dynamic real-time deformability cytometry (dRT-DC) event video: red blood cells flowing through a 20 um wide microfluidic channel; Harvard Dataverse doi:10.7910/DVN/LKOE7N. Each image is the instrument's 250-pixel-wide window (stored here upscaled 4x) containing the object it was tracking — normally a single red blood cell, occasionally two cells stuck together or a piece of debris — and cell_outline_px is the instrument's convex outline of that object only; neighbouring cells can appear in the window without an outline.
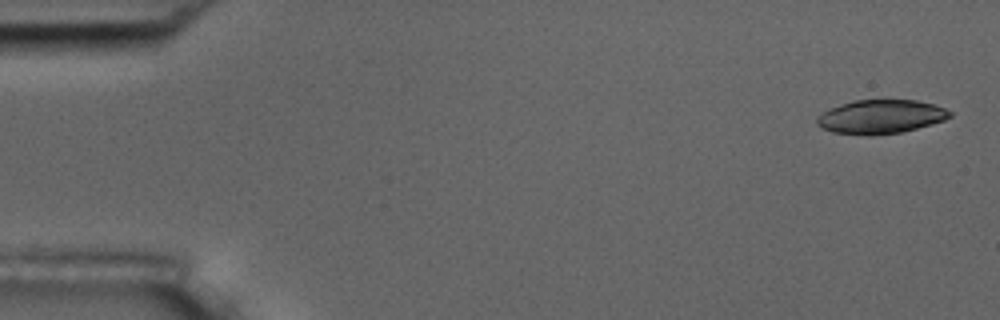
{"species": "common noctule bat (a hibernating species)", "species_latin": "Nyctalus noctula", "temperature_condition": "room temperature", "stored_images_in_passage": 6, "segment_of_instrument_passage": [1, 2], "camera_frame_rate_fps": 3000, "um_per_image_px": 0.085, "animal": {"sex": "male", "body_mass_g": 17.5, "forearm_length_mm": 52.3}, "frame": {"image": 1, "passage_image": 1, "time_ms": 0.0, "image_size_px": [1000, 320], "cell_outline_px": [[952, 116], [944, 120], [932, 124], [900, 132], [872, 136], [868, 136], [832, 132], [820, 128], [816, 124], [816, 120], [828, 108], [852, 100], [916, 100], [932, 104], [944, 108], [952, 112]], "centroid_in_image_um": [74.83, 9.93], "position_along_channel_um": 10.2, "area_um2": 26.3}}
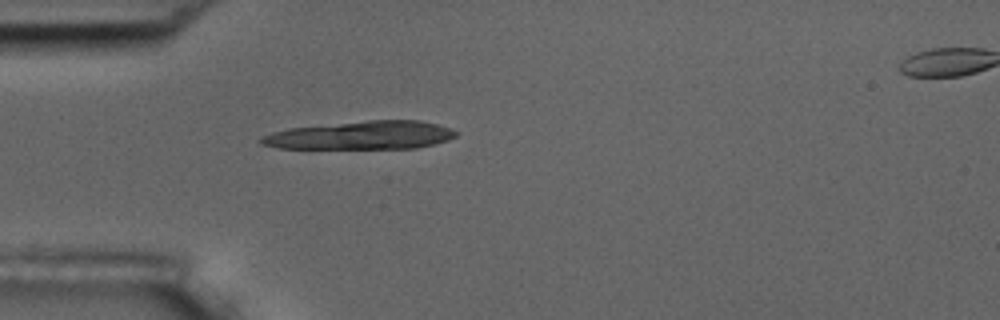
{"frame": {"image": 2, "passage_image": 5, "time_ms": 1.333, "image_size_px": [1000, 320], "cell_outline_px": [[460, 132], [456, 136], [448, 140], [416, 148], [276, 148], [260, 144], [256, 140], [260, 136], [272, 132], [288, 128], [368, 120], [420, 120], [452, 128]], "centroid_in_image_um": [30.67, 11.5], "position_along_channel_um": 54.3, "area_um2": 32.25}}